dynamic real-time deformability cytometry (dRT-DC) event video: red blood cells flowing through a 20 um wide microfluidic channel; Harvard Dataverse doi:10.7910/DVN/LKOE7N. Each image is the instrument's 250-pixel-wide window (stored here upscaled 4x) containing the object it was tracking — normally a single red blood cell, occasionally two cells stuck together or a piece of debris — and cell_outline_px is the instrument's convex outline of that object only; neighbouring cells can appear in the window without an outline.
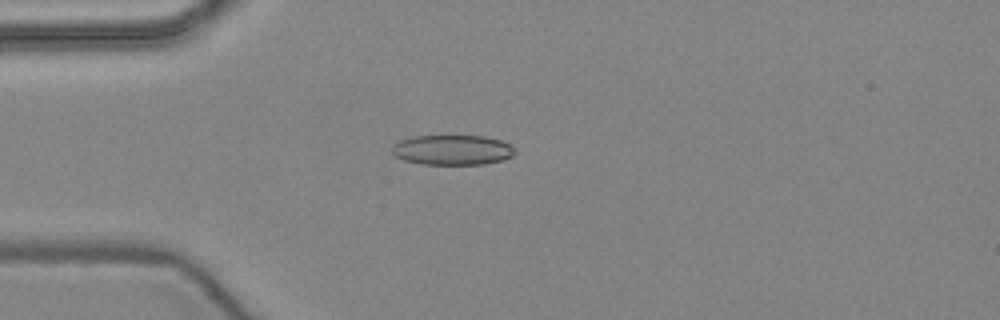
{"species": "common noctule bat (a hibernating species)", "species_latin": "Nyctalus noctula", "temperature_condition": "warm", "stored_images_in_passage": 36, "camera_frame_rate_fps": 3000, "um_per_image_px": 0.085, "animal": {"sex": "female", "body_mass_g": 24.6, "forearm_length_mm": 56.2}, "frame": {"image": 1, "passage_image": 11, "time_ms": 3.333, "image_size_px": [1000, 320], "cell_outline_px": [[516, 152], [512, 156], [504, 160], [484, 164], [420, 164], [404, 160], [396, 156], [392, 152], [392, 144], [400, 140], [412, 136], [484, 136], [500, 140], [508, 144]], "centroid_in_image_um": [38.43, 12.75], "position_along_channel_um": 46.6, "area_um2": 21.5}}
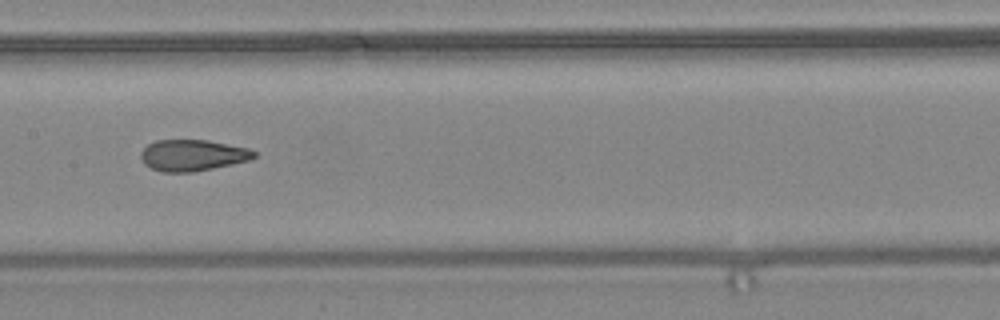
{"frame": {"image": 2, "passage_image": 23, "time_ms": 7.333, "image_size_px": [1000, 320], "cell_outline_px": [[256, 156], [248, 160], [232, 164], [192, 172], [160, 172], [144, 164], [140, 156], [140, 152], [148, 144], [156, 140], [208, 140], [248, 148], [256, 152]], "centroid_in_image_um": [16.34, 13.19], "position_along_channel_um": 191.1, "area_um2": 20.58}}
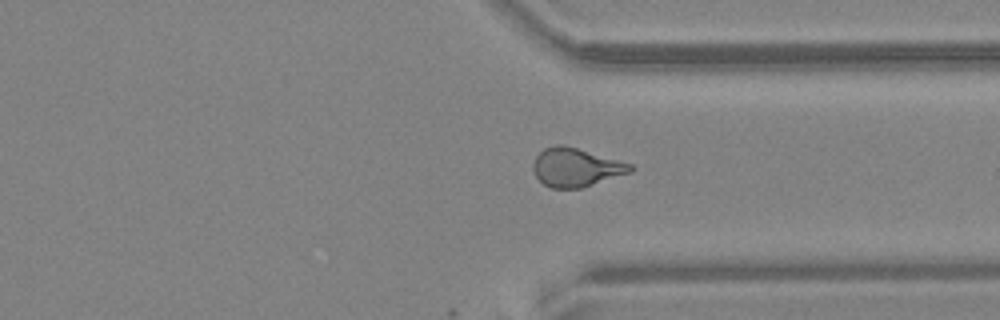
{"frame": {"image": 3, "passage_image": 36, "time_ms": 11.667, "image_size_px": [1000, 320], "cell_outline_px": [[636, 168], [632, 172], [580, 188], [552, 188], [544, 184], [532, 172], [532, 164], [536, 156], [544, 148], [556, 144], [560, 144], [576, 148], [632, 164]], "centroid_in_image_um": [48.94, 14.23], "position_along_channel_um": 362.5, "area_um2": 21.73}}